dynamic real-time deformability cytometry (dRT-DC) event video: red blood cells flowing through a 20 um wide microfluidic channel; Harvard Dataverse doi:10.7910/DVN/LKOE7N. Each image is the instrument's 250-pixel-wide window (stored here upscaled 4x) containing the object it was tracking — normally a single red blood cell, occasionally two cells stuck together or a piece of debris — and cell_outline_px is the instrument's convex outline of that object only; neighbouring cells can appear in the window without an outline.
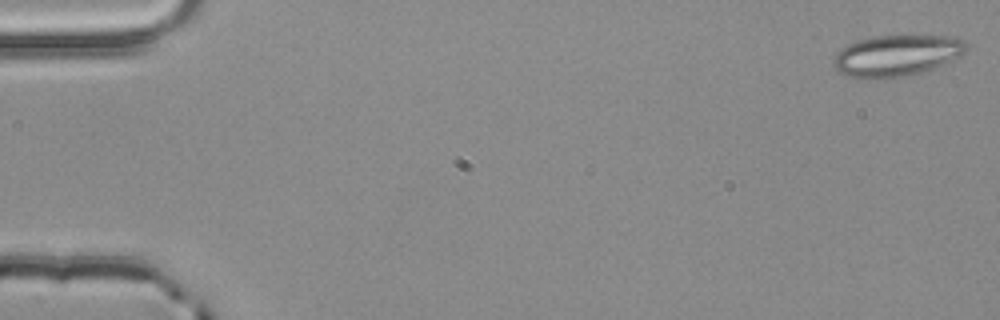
{"species": "common noctule bat (a hibernating species)", "species_latin": "Nyctalus noctula", "temperature_condition": "room temperature", "stored_images_in_passage": 54, "camera_frame_rate_fps": 3000, "um_per_image_px": 0.085, "animal": {"sex": "male", "body_mass_g": 20.4}, "frame": {"image": 1, "passage_image": 1, "time_ms": 0.0, "image_size_px": [1000, 320], "cell_outline_px": [[968, 48], [960, 56], [932, 68], [920, 72], [888, 80], [864, 80], [848, 76], [832, 68], [832, 60], [836, 52], [848, 44], [860, 40], [876, 36], [960, 36], [968, 44]], "centroid_in_image_um": [76.17, 4.75], "position_along_channel_um": 8.8, "area_um2": 32.43}}
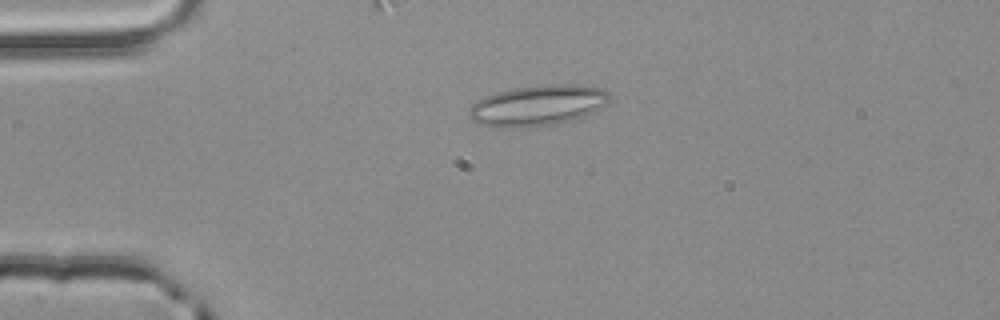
{"frame": {"image": 2, "passage_image": 13, "time_ms": 4.0, "image_size_px": [1000, 320], "cell_outline_px": [[612, 96], [604, 104], [592, 112], [584, 116], [572, 120], [532, 128], [492, 128], [476, 124], [468, 116], [468, 108], [476, 100], [484, 96], [496, 92], [512, 88], [548, 84], [576, 84], [604, 88]], "centroid_in_image_um": [45.63, 8.97], "position_along_channel_um": 39.4, "area_um2": 33.99}}
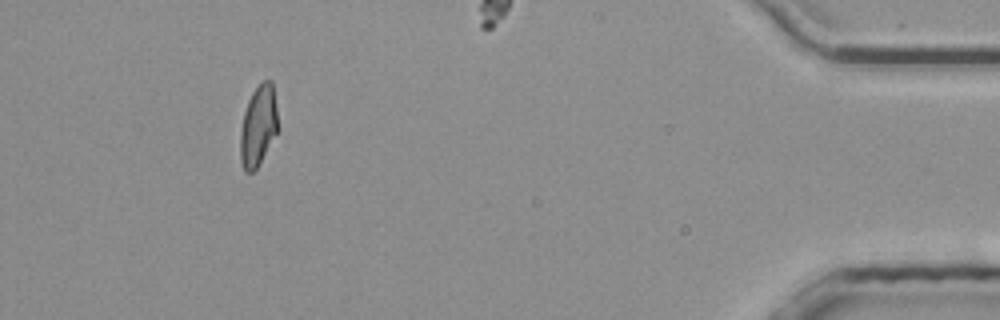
{"frame": {"image": 3, "passage_image": 50, "time_ms": 16.333, "image_size_px": [1000, 320], "cell_outline_px": [[276, 132], [256, 168], [252, 172], [244, 172], [240, 160], [240, 132], [244, 112], [248, 100], [252, 92], [264, 80], [272, 80], [276, 108]], "centroid_in_image_um": [21.91, 10.69], "position_along_channel_um": 413.3, "area_um2": 17.17}, "authors_computed_cell_mechanics": {"area_um2": 18.8428, "velocity_mm_per_s": 3.8457, "shape_relaxation_time_tau1_ms": null, "shape_relaxation_time_tau2_ms": 3.0601, "deformation_change_tau1": null, "deformation_change_tau2": 0.1001}}